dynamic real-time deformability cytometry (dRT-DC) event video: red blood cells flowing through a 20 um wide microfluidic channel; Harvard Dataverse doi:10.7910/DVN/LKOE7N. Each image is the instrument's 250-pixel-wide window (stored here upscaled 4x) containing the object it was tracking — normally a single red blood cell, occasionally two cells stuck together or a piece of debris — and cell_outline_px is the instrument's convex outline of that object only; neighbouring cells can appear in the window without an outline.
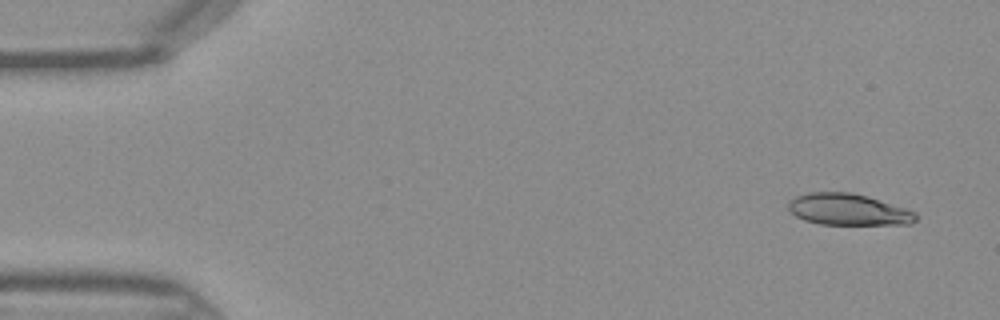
{"species": "Egyptian fruit bat (a non-hibernating species)", "species_latin": "Rousettus aegyptiacus", "temperature_condition": "warm", "stored_images_in_passage": 43, "camera_frame_rate_fps": 3000, "um_per_image_px": 0.085, "frame": {"image": 1, "passage_image": 1, "time_ms": 0.0, "image_size_px": [1000, 320], "cell_outline_px": [[916, 220], [912, 224], [820, 224], [804, 220], [796, 216], [788, 208], [788, 204], [796, 196], [808, 192], [852, 192], [868, 196], [916, 212]], "centroid_in_image_um": [72.1, 17.8], "position_along_channel_um": 12.9, "area_um2": 23.24}}
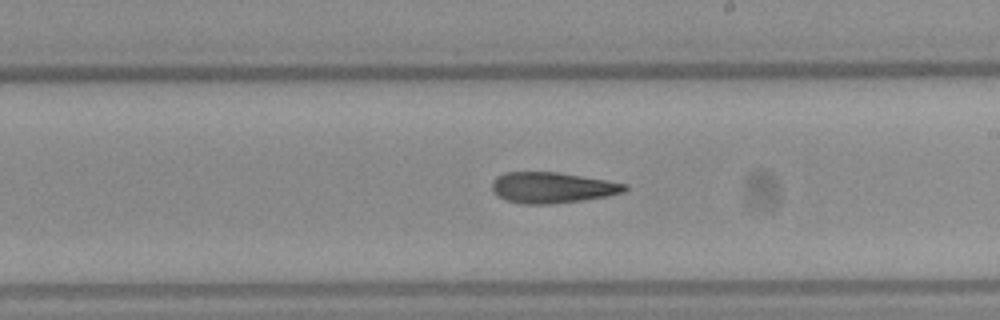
{"frame": {"image": 2, "passage_image": 24, "time_ms": 7.667, "image_size_px": [1000, 320], "cell_outline_px": [[628, 188], [624, 192], [608, 196], [552, 204], [520, 204], [496, 196], [492, 192], [492, 180], [496, 176], [504, 172], [560, 172], [608, 180], [628, 184]], "centroid_in_image_um": [46.92, 15.94], "position_along_channel_um": 242.1, "area_um2": 24.16}}
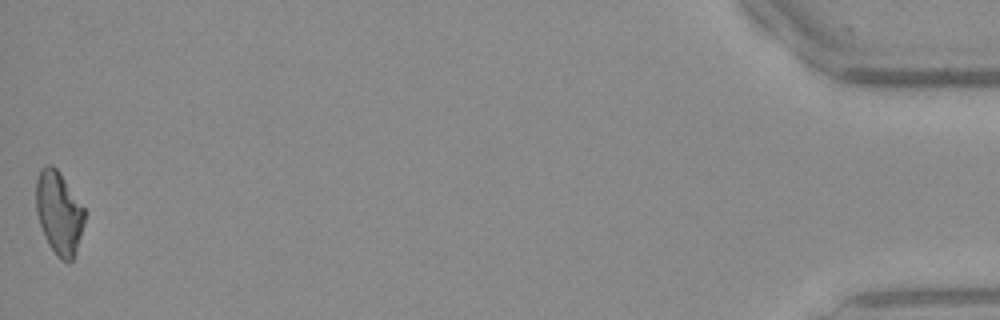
{"frame": {"image": 3, "passage_image": 43, "time_ms": 14.0, "image_size_px": [1000, 320], "cell_outline_px": [[84, 224], [76, 252], [72, 260], [60, 260], [56, 256], [48, 244], [44, 236], [36, 212], [36, 180], [44, 164], [52, 164], [56, 168], [84, 208]], "centroid_in_image_um": [4.99, 18.1], "position_along_channel_um": 430.2, "area_um2": 23.24}}